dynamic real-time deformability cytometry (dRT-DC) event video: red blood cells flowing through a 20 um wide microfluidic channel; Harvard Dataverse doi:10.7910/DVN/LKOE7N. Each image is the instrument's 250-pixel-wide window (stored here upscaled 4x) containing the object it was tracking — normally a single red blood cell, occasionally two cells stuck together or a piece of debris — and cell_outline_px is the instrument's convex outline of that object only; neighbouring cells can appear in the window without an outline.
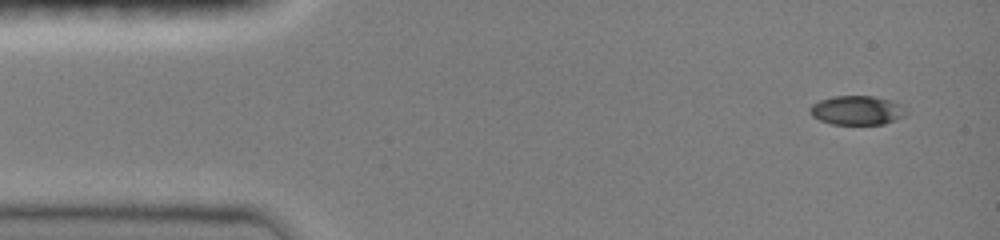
{"species": "common noctule bat (a hibernating species)", "species_latin": "Nyctalus noctula", "temperature_condition": "room temperature", "stored_images_in_passage": 13, "camera_frame_rate_fps": 3000, "um_per_image_px": 0.085, "animal": {"sex": "female", "body_mass_g": 19.0, "forearm_length_mm": 51.5}, "frame": {"image": 1, "passage_image": 1, "time_ms": 0.0, "image_size_px": [1000, 240], "cell_outline_px": [[908, 112], [904, 116], [896, 120], [884, 124], [832, 124], [820, 120], [812, 116], [808, 112], [808, 108], [812, 104], [820, 100], [832, 96], [872, 96], [892, 100], [900, 104]], "centroid_in_image_um": [72.83, 9.37], "position_along_channel_um": 12.2, "area_um2": 16.47}}
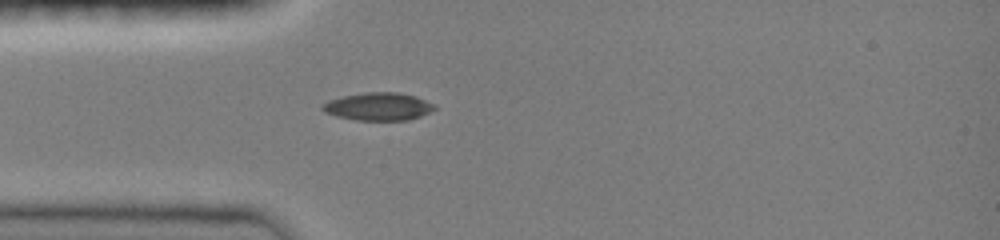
{"frame": {"image": 2, "passage_image": 10, "time_ms": 3.0, "image_size_px": [1000, 240], "cell_outline_px": [[436, 108], [420, 116], [408, 120], [356, 120], [336, 116], [324, 112], [320, 108], [328, 100], [344, 96], [364, 92], [396, 92], [416, 96], [436, 104]], "centroid_in_image_um": [32.16, 9.05], "position_along_channel_um": 52.8, "area_um2": 18.15}}
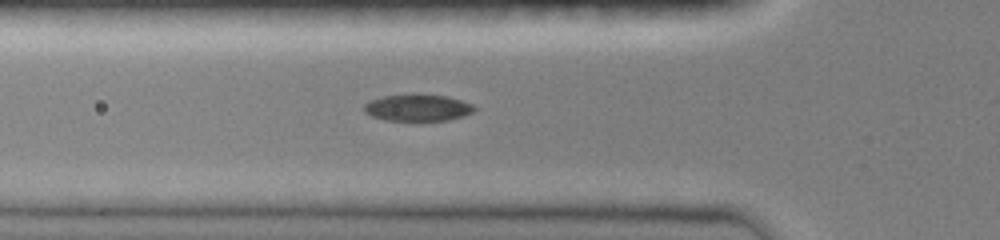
{"frame": {"image": 3, "passage_image": 13, "time_ms": 4.0, "image_size_px": [1000, 240], "cell_outline_px": [[476, 108], [472, 112], [464, 116], [448, 120], [384, 120], [372, 116], [364, 112], [364, 104], [372, 100], [384, 96], [412, 92], [416, 92], [448, 96], [472, 104]], "centroid_in_image_um": [35.5, 9.12], "position_along_channel_um": 90.3, "area_um2": 17.51}}